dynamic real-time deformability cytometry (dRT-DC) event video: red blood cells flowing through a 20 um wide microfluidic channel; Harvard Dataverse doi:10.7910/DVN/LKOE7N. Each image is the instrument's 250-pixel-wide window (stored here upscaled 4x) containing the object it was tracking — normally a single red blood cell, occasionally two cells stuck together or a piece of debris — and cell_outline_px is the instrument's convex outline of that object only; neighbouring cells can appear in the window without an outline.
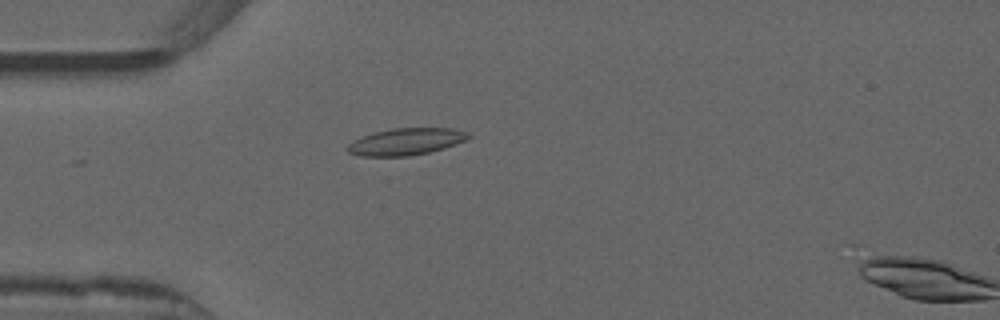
{"species": "common noctule bat (a hibernating species)", "species_latin": "Nyctalus noctula", "temperature_condition": "warm", "stored_images_in_passage": 11, "camera_frame_rate_fps": 3000, "um_per_image_px": 0.085, "animal": {"sex": "male", "forearm_length_mm": 52.5}, "frame": {"image": 1, "passage_image": 10, "time_ms": 3.0, "image_size_px": [1000, 320], "cell_outline_px": [[472, 136], [456, 144], [444, 148], [428, 152], [408, 156], [360, 156], [348, 152], [344, 148], [348, 144], [364, 136], [376, 132], [392, 128], [452, 128], [468, 132]], "centroid_in_image_um": [34.52, 12.04], "position_along_channel_um": 50.5, "area_um2": 18.79}}